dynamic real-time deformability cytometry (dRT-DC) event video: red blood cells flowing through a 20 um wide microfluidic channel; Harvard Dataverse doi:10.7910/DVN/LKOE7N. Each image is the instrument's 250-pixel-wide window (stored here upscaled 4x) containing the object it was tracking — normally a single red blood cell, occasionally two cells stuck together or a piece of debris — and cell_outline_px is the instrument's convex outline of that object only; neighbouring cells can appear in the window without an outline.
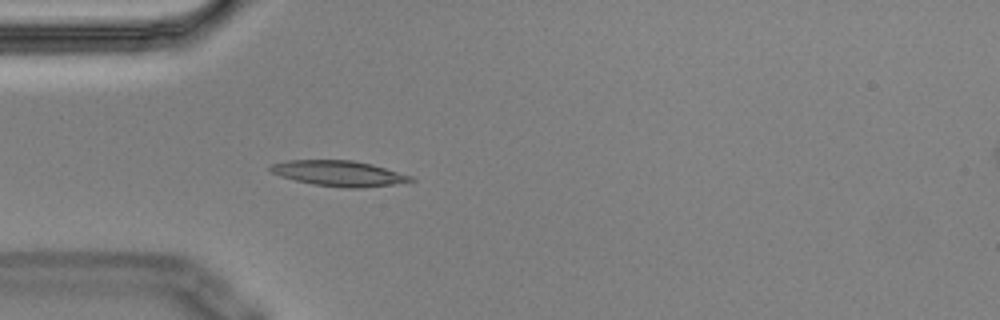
{"species": "Egyptian fruit bat (a non-hibernating species)", "species_latin": "Rousettus aegyptiacus", "temperature_condition": "cold", "stored_images_in_passage": 4, "camera_frame_rate_fps": 3000, "um_per_image_px": 0.085, "animal": {"sex": "male"}, "frame": {"image": 1, "passage_image": 4, "time_ms": 1.0, "image_size_px": [1000, 320], "cell_outline_px": [[416, 180], [392, 184], [364, 188], [344, 188], [312, 184], [280, 176], [272, 172], [268, 168], [272, 164], [288, 160], [352, 160], [372, 164], [412, 176]], "centroid_in_image_um": [28.8, 14.74], "position_along_channel_um": 56.2, "area_um2": 20.75}}